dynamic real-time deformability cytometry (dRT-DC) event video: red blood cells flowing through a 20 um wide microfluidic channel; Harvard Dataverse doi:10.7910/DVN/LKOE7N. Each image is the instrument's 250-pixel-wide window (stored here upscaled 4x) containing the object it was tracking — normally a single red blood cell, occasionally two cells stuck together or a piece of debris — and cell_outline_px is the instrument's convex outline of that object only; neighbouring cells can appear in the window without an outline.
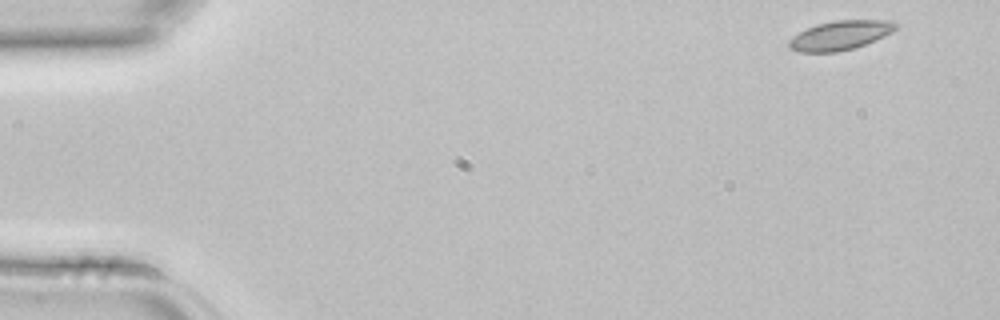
{"species": "common noctule bat (a hibernating species)", "species_latin": "Nyctalus noctula", "temperature_condition": "room temperature", "stored_images_in_passage": 3, "camera_frame_rate_fps": 3000, "um_per_image_px": 0.085, "animal": {"sex": "female", "body_mass_g": 22.7, "forearm_length_mm": 54.2}, "frame": {"image": 1, "passage_image": 1, "time_ms": 0.0, "image_size_px": [1000, 320], "cell_outline_px": [[900, 28], [876, 40], [852, 48], [836, 52], [800, 52], [788, 48], [788, 40], [792, 36], [816, 24], [832, 20], [892, 20], [900, 24]], "centroid_in_image_um": [71.45, 2.99], "position_along_channel_um": 13.6, "area_um2": 18.38}}
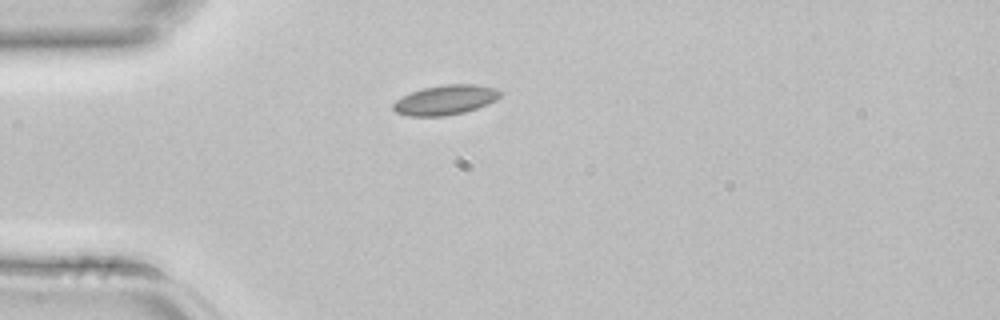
{"frame": {"image": 2, "passage_image": 3, "time_ms": 0.667, "image_size_px": [1000, 320], "cell_outline_px": [[504, 92], [496, 100], [488, 104], [464, 112], [444, 116], [408, 116], [396, 112], [392, 108], [392, 104], [396, 100], [412, 92], [424, 88], [444, 84], [476, 84], [496, 88]], "centroid_in_image_um": [37.89, 8.49], "position_along_channel_um": 47.1, "area_um2": 18.55}}